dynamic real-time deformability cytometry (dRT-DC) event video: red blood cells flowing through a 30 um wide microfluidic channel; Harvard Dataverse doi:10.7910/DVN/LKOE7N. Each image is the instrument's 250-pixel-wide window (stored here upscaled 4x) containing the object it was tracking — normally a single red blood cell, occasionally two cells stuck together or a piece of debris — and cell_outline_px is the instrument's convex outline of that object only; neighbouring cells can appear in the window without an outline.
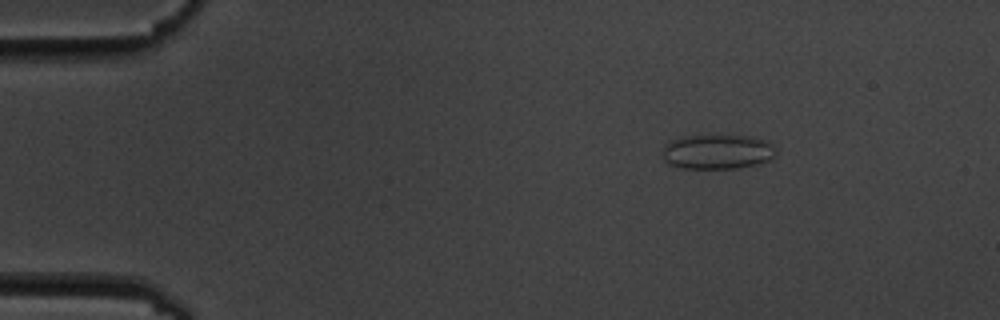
{"species": "common noctule bat (a hibernating species)", "species_latin": "Nyctalus noctula", "temperature_condition": "cold", "stored_images_in_passage": 6, "camera_frame_rate_fps": 3000, "um_per_image_px": 0.085, "animal": {"sex": "male", "body_mass_g": 19.5, "forearm_length_mm": 54.6}, "frame": {"image": 1, "passage_image": 2, "time_ms": 2.0, "image_size_px": [1000, 320], "cell_outline_px": [[776, 152], [772, 160], [756, 164], [736, 168], [680, 168], [668, 164], [664, 160], [664, 144], [668, 140], [680, 136], [752, 136], [768, 140], [776, 148]], "centroid_in_image_um": [60.99, 12.89], "position_along_channel_um": 24.0, "area_um2": 23.18}}
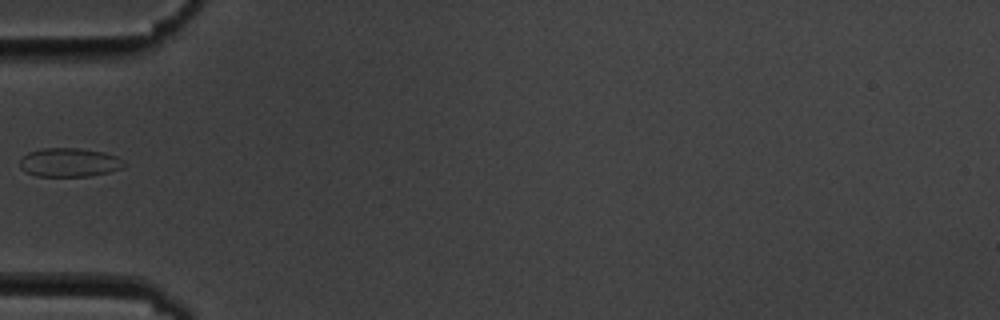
{"frame": {"image": 2, "passage_image": 5, "time_ms": 5.667, "image_size_px": [1000, 320], "cell_outline_px": [[128, 164], [124, 168], [108, 172], [88, 176], [36, 176], [24, 172], [20, 168], [20, 160], [28, 152], [44, 148], [80, 148], [104, 152], [116, 156], [124, 160]], "centroid_in_image_um": [5.92, 13.81], "position_along_channel_um": 79.1, "area_um2": 17.69}}
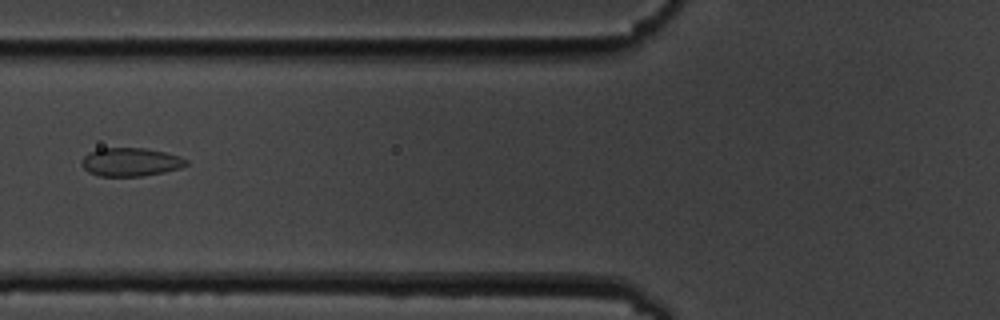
{"frame": {"image": 3, "passage_image": 6, "time_ms": 6.667, "image_size_px": [1000, 320], "cell_outline_px": [[188, 164], [180, 168], [164, 172], [140, 176], [100, 176], [88, 172], [80, 164], [84, 156], [88, 152], [100, 148], [144, 148], [164, 152], [180, 156], [188, 160]], "centroid_in_image_um": [11.09, 13.77], "position_along_channel_um": 114.7, "area_um2": 17.34}}